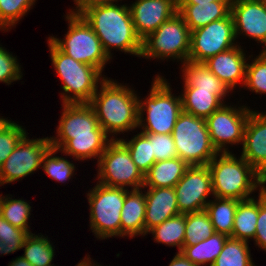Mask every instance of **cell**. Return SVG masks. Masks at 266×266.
<instances>
[{"instance_id": "18", "label": "cell", "mask_w": 266, "mask_h": 266, "mask_svg": "<svg viewBox=\"0 0 266 266\" xmlns=\"http://www.w3.org/2000/svg\"><path fill=\"white\" fill-rule=\"evenodd\" d=\"M241 156L263 177L266 187V111H251L244 129Z\"/></svg>"}, {"instance_id": "48", "label": "cell", "mask_w": 266, "mask_h": 266, "mask_svg": "<svg viewBox=\"0 0 266 266\" xmlns=\"http://www.w3.org/2000/svg\"><path fill=\"white\" fill-rule=\"evenodd\" d=\"M7 255L8 254V246L0 241V255Z\"/></svg>"}, {"instance_id": "4", "label": "cell", "mask_w": 266, "mask_h": 266, "mask_svg": "<svg viewBox=\"0 0 266 266\" xmlns=\"http://www.w3.org/2000/svg\"><path fill=\"white\" fill-rule=\"evenodd\" d=\"M207 166L214 197L242 201L264 190V177L242 156L237 158L232 152L218 153Z\"/></svg>"}, {"instance_id": "5", "label": "cell", "mask_w": 266, "mask_h": 266, "mask_svg": "<svg viewBox=\"0 0 266 266\" xmlns=\"http://www.w3.org/2000/svg\"><path fill=\"white\" fill-rule=\"evenodd\" d=\"M167 79L154 77L146 99L138 100V128L142 133L172 134L182 112L181 96H174ZM144 114L147 115L144 118Z\"/></svg>"}, {"instance_id": "30", "label": "cell", "mask_w": 266, "mask_h": 266, "mask_svg": "<svg viewBox=\"0 0 266 266\" xmlns=\"http://www.w3.org/2000/svg\"><path fill=\"white\" fill-rule=\"evenodd\" d=\"M148 233L154 236L155 243H162L169 247L176 246L178 252H181L185 237V214H179L165 220Z\"/></svg>"}, {"instance_id": "16", "label": "cell", "mask_w": 266, "mask_h": 266, "mask_svg": "<svg viewBox=\"0 0 266 266\" xmlns=\"http://www.w3.org/2000/svg\"><path fill=\"white\" fill-rule=\"evenodd\" d=\"M231 15L236 39L240 35L252 38L266 51V6L259 0H232Z\"/></svg>"}, {"instance_id": "35", "label": "cell", "mask_w": 266, "mask_h": 266, "mask_svg": "<svg viewBox=\"0 0 266 266\" xmlns=\"http://www.w3.org/2000/svg\"><path fill=\"white\" fill-rule=\"evenodd\" d=\"M31 207L30 203L23 199H12L9 195L3 196L2 217L11 225L30 234L32 232L28 219L31 215Z\"/></svg>"}, {"instance_id": "42", "label": "cell", "mask_w": 266, "mask_h": 266, "mask_svg": "<svg viewBox=\"0 0 266 266\" xmlns=\"http://www.w3.org/2000/svg\"><path fill=\"white\" fill-rule=\"evenodd\" d=\"M254 241V245L266 251V187L259 193V215Z\"/></svg>"}, {"instance_id": "24", "label": "cell", "mask_w": 266, "mask_h": 266, "mask_svg": "<svg viewBox=\"0 0 266 266\" xmlns=\"http://www.w3.org/2000/svg\"><path fill=\"white\" fill-rule=\"evenodd\" d=\"M190 166L179 157L156 161L144 175L143 187H172L181 180Z\"/></svg>"}, {"instance_id": "19", "label": "cell", "mask_w": 266, "mask_h": 266, "mask_svg": "<svg viewBox=\"0 0 266 266\" xmlns=\"http://www.w3.org/2000/svg\"><path fill=\"white\" fill-rule=\"evenodd\" d=\"M251 57L253 55L246 58L244 49L239 43L229 50L214 55L204 64L220 81L234 90L238 84L244 86L247 60Z\"/></svg>"}, {"instance_id": "31", "label": "cell", "mask_w": 266, "mask_h": 266, "mask_svg": "<svg viewBox=\"0 0 266 266\" xmlns=\"http://www.w3.org/2000/svg\"><path fill=\"white\" fill-rule=\"evenodd\" d=\"M119 139L129 150L131 159L145 175L151 166L155 163V156L152 154L151 149V134L142 133L141 131L134 135L131 140L117 138Z\"/></svg>"}, {"instance_id": "21", "label": "cell", "mask_w": 266, "mask_h": 266, "mask_svg": "<svg viewBox=\"0 0 266 266\" xmlns=\"http://www.w3.org/2000/svg\"><path fill=\"white\" fill-rule=\"evenodd\" d=\"M232 1H213L197 4H178L177 12L193 31L207 24L228 17L231 14Z\"/></svg>"}, {"instance_id": "27", "label": "cell", "mask_w": 266, "mask_h": 266, "mask_svg": "<svg viewBox=\"0 0 266 266\" xmlns=\"http://www.w3.org/2000/svg\"><path fill=\"white\" fill-rule=\"evenodd\" d=\"M228 236L214 232L193 246H183L181 253L195 266H212L221 253Z\"/></svg>"}, {"instance_id": "41", "label": "cell", "mask_w": 266, "mask_h": 266, "mask_svg": "<svg viewBox=\"0 0 266 266\" xmlns=\"http://www.w3.org/2000/svg\"><path fill=\"white\" fill-rule=\"evenodd\" d=\"M151 134V149L156 161L178 157L175 143L171 134Z\"/></svg>"}, {"instance_id": "2", "label": "cell", "mask_w": 266, "mask_h": 266, "mask_svg": "<svg viewBox=\"0 0 266 266\" xmlns=\"http://www.w3.org/2000/svg\"><path fill=\"white\" fill-rule=\"evenodd\" d=\"M81 16L101 41L104 52L112 60V49L141 58L142 40L137 36L129 5H98L85 10Z\"/></svg>"}, {"instance_id": "40", "label": "cell", "mask_w": 266, "mask_h": 266, "mask_svg": "<svg viewBox=\"0 0 266 266\" xmlns=\"http://www.w3.org/2000/svg\"><path fill=\"white\" fill-rule=\"evenodd\" d=\"M28 233L11 225L2 216L0 217V241L8 246V254L23 249V243Z\"/></svg>"}, {"instance_id": "51", "label": "cell", "mask_w": 266, "mask_h": 266, "mask_svg": "<svg viewBox=\"0 0 266 266\" xmlns=\"http://www.w3.org/2000/svg\"><path fill=\"white\" fill-rule=\"evenodd\" d=\"M5 118L0 116V123L4 120Z\"/></svg>"}, {"instance_id": "43", "label": "cell", "mask_w": 266, "mask_h": 266, "mask_svg": "<svg viewBox=\"0 0 266 266\" xmlns=\"http://www.w3.org/2000/svg\"><path fill=\"white\" fill-rule=\"evenodd\" d=\"M75 5H76V9H69L68 13L71 14H76V15H81L85 10L94 7V6H98V5H107V4H115L116 2L118 3V1H122V0H73Z\"/></svg>"}, {"instance_id": "38", "label": "cell", "mask_w": 266, "mask_h": 266, "mask_svg": "<svg viewBox=\"0 0 266 266\" xmlns=\"http://www.w3.org/2000/svg\"><path fill=\"white\" fill-rule=\"evenodd\" d=\"M254 57L252 63H247L245 83L243 88L255 92V94H266V51H260Z\"/></svg>"}, {"instance_id": "46", "label": "cell", "mask_w": 266, "mask_h": 266, "mask_svg": "<svg viewBox=\"0 0 266 266\" xmlns=\"http://www.w3.org/2000/svg\"><path fill=\"white\" fill-rule=\"evenodd\" d=\"M87 257H84L81 259V262H78L76 266H103L100 264L95 263L94 260H91L90 255H86Z\"/></svg>"}, {"instance_id": "15", "label": "cell", "mask_w": 266, "mask_h": 266, "mask_svg": "<svg viewBox=\"0 0 266 266\" xmlns=\"http://www.w3.org/2000/svg\"><path fill=\"white\" fill-rule=\"evenodd\" d=\"M181 214L206 209L208 195L213 196L212 177L207 165L190 166L174 187Z\"/></svg>"}, {"instance_id": "22", "label": "cell", "mask_w": 266, "mask_h": 266, "mask_svg": "<svg viewBox=\"0 0 266 266\" xmlns=\"http://www.w3.org/2000/svg\"><path fill=\"white\" fill-rule=\"evenodd\" d=\"M130 190L125 196L120 221L121 237L133 239L138 235L145 236L146 197L142 188Z\"/></svg>"}, {"instance_id": "26", "label": "cell", "mask_w": 266, "mask_h": 266, "mask_svg": "<svg viewBox=\"0 0 266 266\" xmlns=\"http://www.w3.org/2000/svg\"><path fill=\"white\" fill-rule=\"evenodd\" d=\"M259 215V195L238 203L232 231V238L249 242L256 234L257 218Z\"/></svg>"}, {"instance_id": "23", "label": "cell", "mask_w": 266, "mask_h": 266, "mask_svg": "<svg viewBox=\"0 0 266 266\" xmlns=\"http://www.w3.org/2000/svg\"><path fill=\"white\" fill-rule=\"evenodd\" d=\"M181 66L184 87H197L199 90L213 91V94L225 104V97L229 96L228 93L233 90L220 81L204 63L187 60Z\"/></svg>"}, {"instance_id": "12", "label": "cell", "mask_w": 266, "mask_h": 266, "mask_svg": "<svg viewBox=\"0 0 266 266\" xmlns=\"http://www.w3.org/2000/svg\"><path fill=\"white\" fill-rule=\"evenodd\" d=\"M239 45L232 15L191 31L188 60L204 63L214 55Z\"/></svg>"}, {"instance_id": "14", "label": "cell", "mask_w": 266, "mask_h": 266, "mask_svg": "<svg viewBox=\"0 0 266 266\" xmlns=\"http://www.w3.org/2000/svg\"><path fill=\"white\" fill-rule=\"evenodd\" d=\"M26 134L0 168V185L14 183L33 174L42 165V159L51 147L49 137L29 139Z\"/></svg>"}, {"instance_id": "45", "label": "cell", "mask_w": 266, "mask_h": 266, "mask_svg": "<svg viewBox=\"0 0 266 266\" xmlns=\"http://www.w3.org/2000/svg\"><path fill=\"white\" fill-rule=\"evenodd\" d=\"M8 266H33L30 262L24 259L22 256L16 257L12 260Z\"/></svg>"}, {"instance_id": "44", "label": "cell", "mask_w": 266, "mask_h": 266, "mask_svg": "<svg viewBox=\"0 0 266 266\" xmlns=\"http://www.w3.org/2000/svg\"><path fill=\"white\" fill-rule=\"evenodd\" d=\"M169 266H195L188 260L181 252H177L173 259L170 261Z\"/></svg>"}, {"instance_id": "8", "label": "cell", "mask_w": 266, "mask_h": 266, "mask_svg": "<svg viewBox=\"0 0 266 266\" xmlns=\"http://www.w3.org/2000/svg\"><path fill=\"white\" fill-rule=\"evenodd\" d=\"M64 17L68 21V31L63 40L55 36L48 39L67 56L103 72L110 58L91 26L81 15L67 13Z\"/></svg>"}, {"instance_id": "50", "label": "cell", "mask_w": 266, "mask_h": 266, "mask_svg": "<svg viewBox=\"0 0 266 266\" xmlns=\"http://www.w3.org/2000/svg\"><path fill=\"white\" fill-rule=\"evenodd\" d=\"M263 5L266 6V0H259Z\"/></svg>"}, {"instance_id": "34", "label": "cell", "mask_w": 266, "mask_h": 266, "mask_svg": "<svg viewBox=\"0 0 266 266\" xmlns=\"http://www.w3.org/2000/svg\"><path fill=\"white\" fill-rule=\"evenodd\" d=\"M58 151V149L50 147L43 156L41 168L53 180L65 183L72 178L76 167L66 157L55 156L56 153H59Z\"/></svg>"}, {"instance_id": "11", "label": "cell", "mask_w": 266, "mask_h": 266, "mask_svg": "<svg viewBox=\"0 0 266 266\" xmlns=\"http://www.w3.org/2000/svg\"><path fill=\"white\" fill-rule=\"evenodd\" d=\"M97 182L117 188L140 189L144 175L131 159L129 150L119 140H112L97 162Z\"/></svg>"}, {"instance_id": "32", "label": "cell", "mask_w": 266, "mask_h": 266, "mask_svg": "<svg viewBox=\"0 0 266 266\" xmlns=\"http://www.w3.org/2000/svg\"><path fill=\"white\" fill-rule=\"evenodd\" d=\"M213 224L207 211L185 214V237L183 246H193L214 233Z\"/></svg>"}, {"instance_id": "1", "label": "cell", "mask_w": 266, "mask_h": 266, "mask_svg": "<svg viewBox=\"0 0 266 266\" xmlns=\"http://www.w3.org/2000/svg\"><path fill=\"white\" fill-rule=\"evenodd\" d=\"M56 137L50 136L51 147L63 156L78 161L96 159L97 162L113 140L99 125L89 103H63Z\"/></svg>"}, {"instance_id": "13", "label": "cell", "mask_w": 266, "mask_h": 266, "mask_svg": "<svg viewBox=\"0 0 266 266\" xmlns=\"http://www.w3.org/2000/svg\"><path fill=\"white\" fill-rule=\"evenodd\" d=\"M223 104L207 117L206 125L212 144L219 153L232 152L229 145L243 144L244 129L253 109L244 106Z\"/></svg>"}, {"instance_id": "29", "label": "cell", "mask_w": 266, "mask_h": 266, "mask_svg": "<svg viewBox=\"0 0 266 266\" xmlns=\"http://www.w3.org/2000/svg\"><path fill=\"white\" fill-rule=\"evenodd\" d=\"M48 236L30 233L26 236L22 248V257L33 266H55L52 263L55 255V246H52Z\"/></svg>"}, {"instance_id": "17", "label": "cell", "mask_w": 266, "mask_h": 266, "mask_svg": "<svg viewBox=\"0 0 266 266\" xmlns=\"http://www.w3.org/2000/svg\"><path fill=\"white\" fill-rule=\"evenodd\" d=\"M137 36L143 41L178 10L177 0H136L129 5Z\"/></svg>"}, {"instance_id": "25", "label": "cell", "mask_w": 266, "mask_h": 266, "mask_svg": "<svg viewBox=\"0 0 266 266\" xmlns=\"http://www.w3.org/2000/svg\"><path fill=\"white\" fill-rule=\"evenodd\" d=\"M182 88V111L196 117L206 119L224 104L213 91L199 90L197 87Z\"/></svg>"}, {"instance_id": "49", "label": "cell", "mask_w": 266, "mask_h": 266, "mask_svg": "<svg viewBox=\"0 0 266 266\" xmlns=\"http://www.w3.org/2000/svg\"><path fill=\"white\" fill-rule=\"evenodd\" d=\"M3 195L0 194V217L2 216Z\"/></svg>"}, {"instance_id": "28", "label": "cell", "mask_w": 266, "mask_h": 266, "mask_svg": "<svg viewBox=\"0 0 266 266\" xmlns=\"http://www.w3.org/2000/svg\"><path fill=\"white\" fill-rule=\"evenodd\" d=\"M206 206V211L213 224L214 231L232 236L234 216L239 200L212 197Z\"/></svg>"}, {"instance_id": "10", "label": "cell", "mask_w": 266, "mask_h": 266, "mask_svg": "<svg viewBox=\"0 0 266 266\" xmlns=\"http://www.w3.org/2000/svg\"><path fill=\"white\" fill-rule=\"evenodd\" d=\"M191 31L177 12L142 41L141 57L147 59L188 60Z\"/></svg>"}, {"instance_id": "33", "label": "cell", "mask_w": 266, "mask_h": 266, "mask_svg": "<svg viewBox=\"0 0 266 266\" xmlns=\"http://www.w3.org/2000/svg\"><path fill=\"white\" fill-rule=\"evenodd\" d=\"M249 242L228 237L212 266H251Z\"/></svg>"}, {"instance_id": "20", "label": "cell", "mask_w": 266, "mask_h": 266, "mask_svg": "<svg viewBox=\"0 0 266 266\" xmlns=\"http://www.w3.org/2000/svg\"><path fill=\"white\" fill-rule=\"evenodd\" d=\"M146 188L147 191L144 190L146 197L145 235L165 220L181 214L174 188L142 187V189Z\"/></svg>"}, {"instance_id": "52", "label": "cell", "mask_w": 266, "mask_h": 266, "mask_svg": "<svg viewBox=\"0 0 266 266\" xmlns=\"http://www.w3.org/2000/svg\"><path fill=\"white\" fill-rule=\"evenodd\" d=\"M251 266H256V265L254 264L253 260L251 261Z\"/></svg>"}, {"instance_id": "7", "label": "cell", "mask_w": 266, "mask_h": 266, "mask_svg": "<svg viewBox=\"0 0 266 266\" xmlns=\"http://www.w3.org/2000/svg\"><path fill=\"white\" fill-rule=\"evenodd\" d=\"M171 135L178 157L189 166L207 165L219 153L212 144L204 118L182 111Z\"/></svg>"}, {"instance_id": "37", "label": "cell", "mask_w": 266, "mask_h": 266, "mask_svg": "<svg viewBox=\"0 0 266 266\" xmlns=\"http://www.w3.org/2000/svg\"><path fill=\"white\" fill-rule=\"evenodd\" d=\"M26 134L29 133L23 126L8 118L0 123V168Z\"/></svg>"}, {"instance_id": "3", "label": "cell", "mask_w": 266, "mask_h": 266, "mask_svg": "<svg viewBox=\"0 0 266 266\" xmlns=\"http://www.w3.org/2000/svg\"><path fill=\"white\" fill-rule=\"evenodd\" d=\"M99 87L89 104L103 130L112 135L113 140L117 134L136 130L139 100L136 91L108 77Z\"/></svg>"}, {"instance_id": "47", "label": "cell", "mask_w": 266, "mask_h": 266, "mask_svg": "<svg viewBox=\"0 0 266 266\" xmlns=\"http://www.w3.org/2000/svg\"><path fill=\"white\" fill-rule=\"evenodd\" d=\"M213 1H232V0H177L178 4H197V3H208Z\"/></svg>"}, {"instance_id": "39", "label": "cell", "mask_w": 266, "mask_h": 266, "mask_svg": "<svg viewBox=\"0 0 266 266\" xmlns=\"http://www.w3.org/2000/svg\"><path fill=\"white\" fill-rule=\"evenodd\" d=\"M23 77L16 56L0 45V82L10 85Z\"/></svg>"}, {"instance_id": "9", "label": "cell", "mask_w": 266, "mask_h": 266, "mask_svg": "<svg viewBox=\"0 0 266 266\" xmlns=\"http://www.w3.org/2000/svg\"><path fill=\"white\" fill-rule=\"evenodd\" d=\"M90 229L97 239L121 237V210L129 189L109 187L97 182L89 189Z\"/></svg>"}, {"instance_id": "6", "label": "cell", "mask_w": 266, "mask_h": 266, "mask_svg": "<svg viewBox=\"0 0 266 266\" xmlns=\"http://www.w3.org/2000/svg\"><path fill=\"white\" fill-rule=\"evenodd\" d=\"M47 40L52 66L63 84L60 96L62 104L89 103L99 88L98 84L107 77H104L99 69L67 56Z\"/></svg>"}, {"instance_id": "36", "label": "cell", "mask_w": 266, "mask_h": 266, "mask_svg": "<svg viewBox=\"0 0 266 266\" xmlns=\"http://www.w3.org/2000/svg\"><path fill=\"white\" fill-rule=\"evenodd\" d=\"M37 0H0V31L8 32L35 5Z\"/></svg>"}]
</instances>
